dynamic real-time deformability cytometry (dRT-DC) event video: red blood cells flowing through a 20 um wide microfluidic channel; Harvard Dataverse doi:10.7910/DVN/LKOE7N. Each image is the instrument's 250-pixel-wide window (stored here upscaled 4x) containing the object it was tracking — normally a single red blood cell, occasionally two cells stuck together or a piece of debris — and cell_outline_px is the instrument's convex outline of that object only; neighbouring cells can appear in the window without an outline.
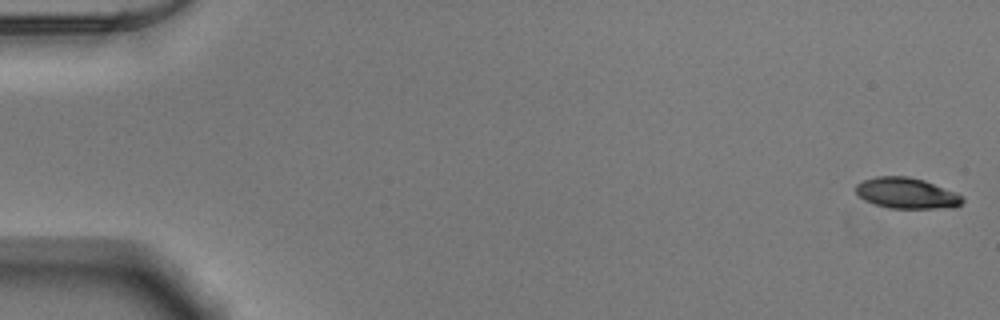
{"species": "Egyptian fruit bat (a non-hibernating species)", "species_latin": "Rousettus aegyptiacus", "temperature_condition": "warm", "stored_images_in_passage": 52, "camera_frame_rate_fps": 3000, "um_per_image_px": 0.085, "animal": {"sex": "male"}, "frame": {"image": 1, "passage_image": 1, "time_ms": 0.0, "image_size_px": [1000, 320], "cell_outline_px": [[964, 200], [956, 208], [888, 208], [864, 200], [856, 192], [856, 184], [864, 180], [876, 176], [908, 176], [924, 180], [956, 192], [964, 196]], "centroid_in_image_um": [77.1, 16.42], "position_along_channel_um": 7.9, "area_um2": 19.25}}
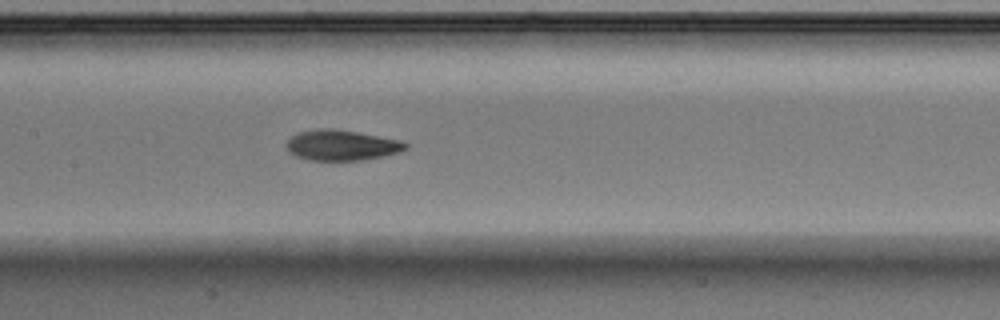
{"frame": {"image": 2, "passage_image": 26, "time_ms": 8.333, "image_size_px": [1000, 320], "cell_outline_px": [[408, 148], [400, 152], [384, 156], [364, 160], [308, 160], [296, 156], [288, 152], [288, 140], [292, 136], [300, 132], [316, 128], [332, 128], [356, 132], [400, 140], [408, 144]], "centroid_in_image_um": [29.05, 12.35], "position_along_channel_um": 178.3, "area_um2": 21.1}}
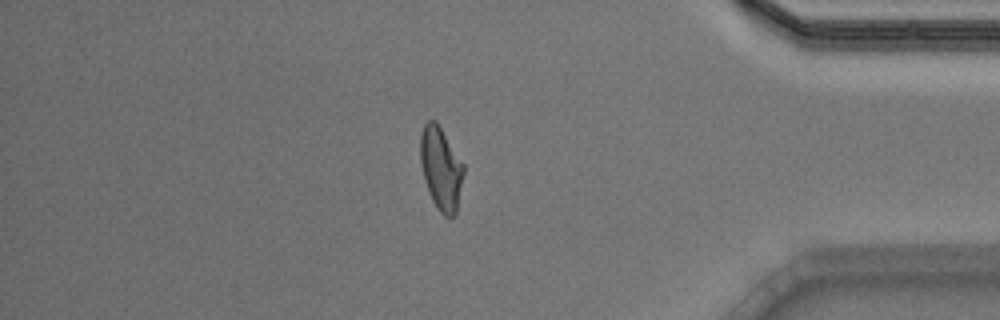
{"frame": {"image": 3, "passage_image": 45, "time_ms": 14.667, "image_size_px": [1000, 320], "cell_outline_px": [[464, 172], [456, 216], [444, 216], [436, 208], [432, 200], [424, 180], [420, 160], [420, 132], [424, 124], [428, 120], [436, 120], [464, 164]], "centroid_in_image_um": [37.48, 14.32], "position_along_channel_um": 397.7, "area_um2": 21.1}, "authors_computed_cell_mechanics": {"area_um2": 20.6924, "velocity_mm_per_s": 3.9144, "shape_relaxation_time_tau1_ms": 5.9725, "shape_relaxation_time_tau2_ms": 2.0715, "deformation_change_tau1": 0.1969, "deformation_change_tau2": 0.0785}}